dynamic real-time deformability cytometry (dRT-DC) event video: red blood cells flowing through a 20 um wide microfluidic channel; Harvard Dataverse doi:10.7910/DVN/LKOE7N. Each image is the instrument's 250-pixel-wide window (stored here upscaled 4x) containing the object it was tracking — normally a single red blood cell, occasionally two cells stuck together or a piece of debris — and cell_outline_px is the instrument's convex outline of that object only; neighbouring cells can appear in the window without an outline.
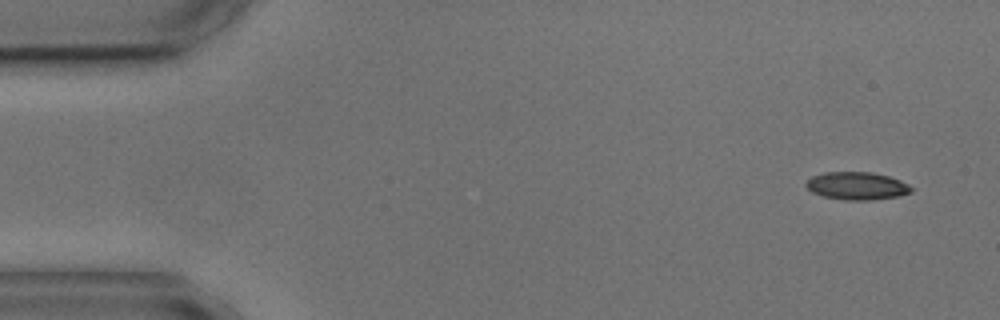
{"species": "common noctule bat (a hibernating species)", "species_latin": "Nyctalus noctula", "temperature_condition": "cold", "stored_images_in_passage": 5, "camera_frame_rate_fps": 3000, "um_per_image_px": 0.085, "animal": {"sex": "male", "body_mass_g": 17.9, "forearm_length_mm": 54.2}, "frame": {"image": 1, "passage_image": 1, "time_ms": 0.0, "image_size_px": [1000, 320], "cell_outline_px": [[912, 192], [900, 196], [872, 200], [844, 200], [824, 196], [812, 192], [804, 184], [812, 176], [824, 172], [872, 172], [888, 176], [900, 180], [908, 184], [912, 188]], "centroid_in_image_um": [72.85, 15.8], "position_along_channel_um": 12.2, "area_um2": 17.05}}
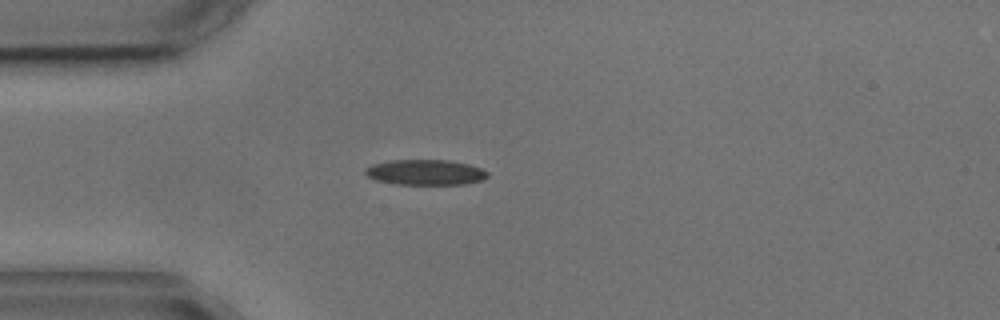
{"frame": {"image": 2, "passage_image": 4, "time_ms": 3.667, "image_size_px": [1000, 320], "cell_outline_px": [[488, 176], [480, 180], [464, 184], [396, 184], [376, 180], [368, 176], [364, 172], [364, 168], [372, 164], [392, 160], [448, 160], [468, 164], [480, 168], [488, 172]], "centroid_in_image_um": [36.12, 14.64], "position_along_channel_um": 48.9, "area_um2": 17.98}}